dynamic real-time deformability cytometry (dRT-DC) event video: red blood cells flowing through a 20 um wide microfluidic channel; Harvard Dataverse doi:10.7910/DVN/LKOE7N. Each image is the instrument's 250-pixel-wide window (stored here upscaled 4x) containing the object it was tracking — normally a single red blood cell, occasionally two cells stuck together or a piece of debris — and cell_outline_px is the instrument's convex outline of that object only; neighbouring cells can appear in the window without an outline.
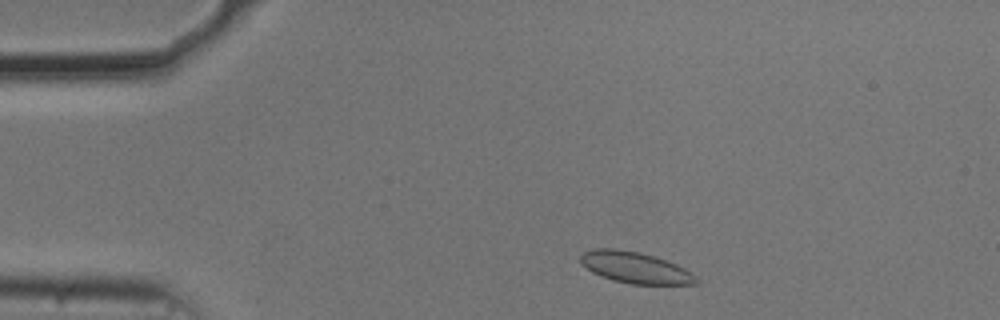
{"species": "common noctule bat (a hibernating species)", "species_latin": "Nyctalus noctula", "temperature_condition": "cold", "stored_images_in_passage": 47, "camera_frame_rate_fps": 3000, "um_per_image_px": 0.085, "animal": {"sex": "male", "body_mass_g": 20.5, "forearm_length_mm": 52.5}, "frame": {"image": 1, "passage_image": 3, "time_ms": 0.667, "image_size_px": [1000, 320], "cell_outline_px": [[700, 280], [696, 284], [628, 284], [612, 280], [600, 276], [592, 272], [580, 264], [580, 256], [584, 252], [592, 248], [616, 248], [640, 252], [676, 264], [684, 268], [696, 276]], "centroid_in_image_um": [53.95, 22.74], "position_along_channel_um": 31.1, "area_um2": 21.21}}
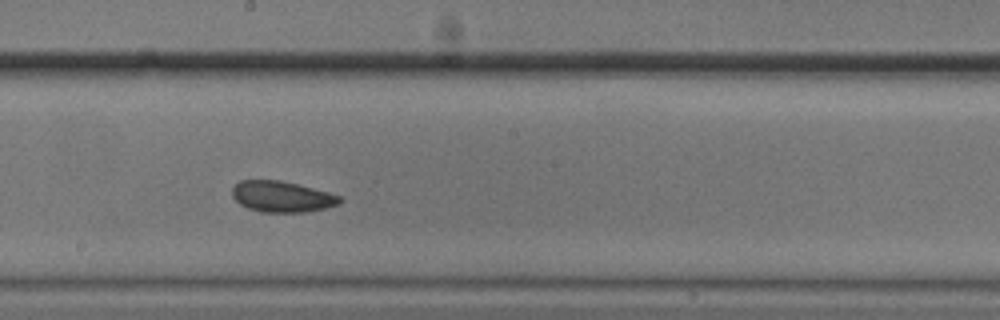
{"frame": {"image": 2, "passage_image": 23, "time_ms": 7.333, "image_size_px": [1000, 320], "cell_outline_px": [[344, 200], [340, 204], [324, 208], [304, 212], [264, 212], [248, 208], [240, 204], [232, 196], [232, 188], [240, 180], [280, 180], [328, 192], [340, 196]], "centroid_in_image_um": [23.96, 16.71], "position_along_channel_um": 224.2, "area_um2": 19.31}}
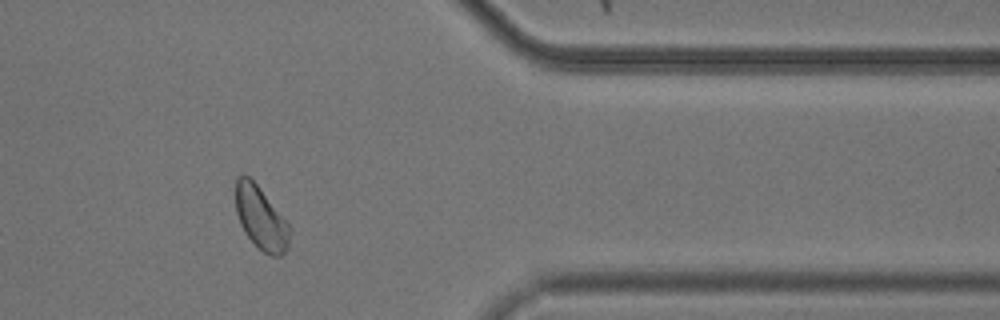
{"frame": {"image": 3, "passage_image": 38, "time_ms": 12.333, "image_size_px": [1000, 320], "cell_outline_px": [[292, 228], [288, 248], [280, 256], [272, 256], [264, 252], [244, 232], [240, 224], [236, 212], [236, 176], [248, 176], [256, 184]], "centroid_in_image_um": [22.19, 18.56], "position_along_channel_um": 389.2, "area_um2": 19.54}, "authors_computed_cell_mechanics": {"area_um2": 19.9988, "velocity_mm_per_s": 3.675, "shape_relaxation_time_tau1_ms": 3.6682, "shape_relaxation_time_tau2_ms": 3.9214, "deformation_change_tau1": 0.0597, "deformation_change_tau2": 0.0705}}